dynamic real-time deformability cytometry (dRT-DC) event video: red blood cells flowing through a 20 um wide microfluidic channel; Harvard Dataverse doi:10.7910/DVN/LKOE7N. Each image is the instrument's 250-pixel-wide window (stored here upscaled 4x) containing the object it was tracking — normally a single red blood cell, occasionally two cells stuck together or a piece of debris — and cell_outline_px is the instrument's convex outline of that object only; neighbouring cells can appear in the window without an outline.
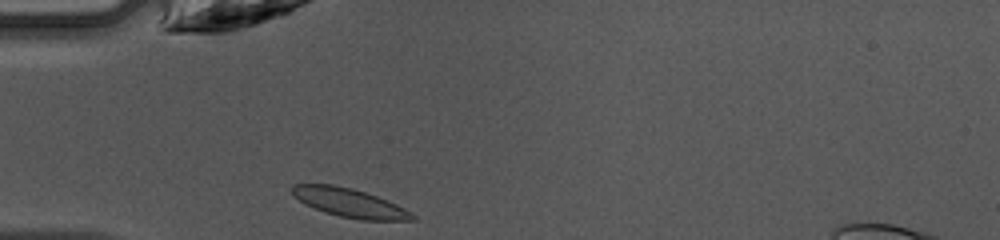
{"species": "common noctule bat (a hibernating species)", "species_latin": "Nyctalus noctula", "temperature_condition": "warm", "stored_images_in_passage": 35, "camera_frame_rate_fps": 3000, "um_per_image_px": 0.085, "animal": {"sex": "female", "body_mass_g": 10.0, "forearm_length_mm": 53.1}, "frame": {"image": 1, "passage_image": 1, "time_ms": 0.0, "image_size_px": [1000, 240], "cell_outline_px": [[416, 220], [360, 220], [340, 216], [324, 212], [304, 204], [292, 196], [292, 184], [332, 184], [352, 188], [376, 196], [396, 204], [412, 212], [416, 216]], "centroid_in_image_um": [29.69, 17.24], "position_along_channel_um": 55.3, "area_um2": 20.17}}
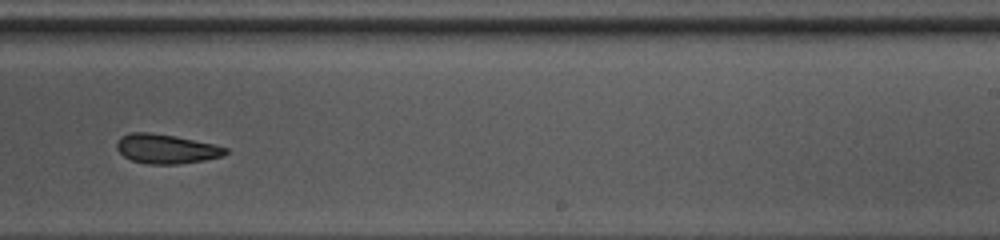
{"frame": {"image": 2, "passage_image": 17, "time_ms": 5.333, "image_size_px": [1000, 240], "cell_outline_px": [[228, 152], [224, 156], [204, 160], [180, 164], [148, 164], [132, 160], [124, 156], [116, 148], [116, 144], [120, 136], [132, 132], [148, 132], [176, 136], [212, 144], [228, 148]], "centroid_in_image_um": [14.12, 12.65], "position_along_channel_um": 274.9, "area_um2": 18.61}}
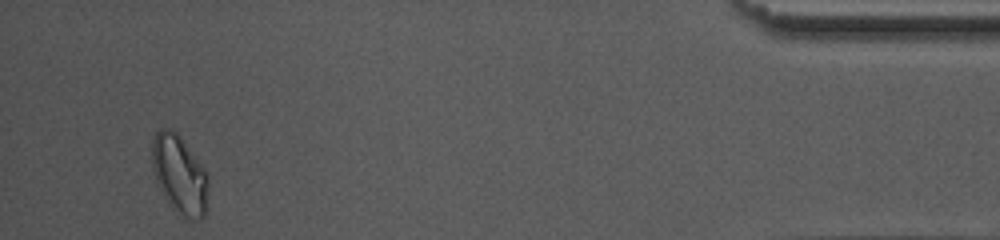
{"frame": {"image": 3, "passage_image": 32, "time_ms": 10.333, "image_size_px": [1000, 240], "cell_outline_px": [[208, 184], [204, 216], [200, 220], [192, 220], [180, 216], [172, 208], [164, 196], [156, 180], [152, 168], [152, 140], [156, 132], [160, 128], [172, 128], [180, 136], [208, 172]], "centroid_in_image_um": [15.26, 14.83], "position_along_channel_um": 419.9, "area_um2": 25.95}}